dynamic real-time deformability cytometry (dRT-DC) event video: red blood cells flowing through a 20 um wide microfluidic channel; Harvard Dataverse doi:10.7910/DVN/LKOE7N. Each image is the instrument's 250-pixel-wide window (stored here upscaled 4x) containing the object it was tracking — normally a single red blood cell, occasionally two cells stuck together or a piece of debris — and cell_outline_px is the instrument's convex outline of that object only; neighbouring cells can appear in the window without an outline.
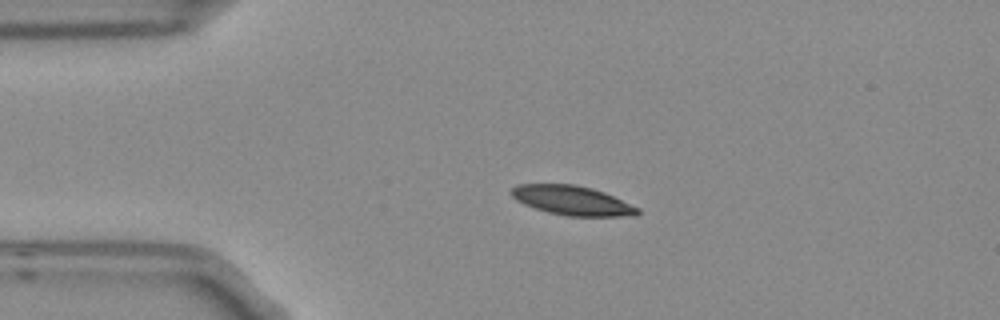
{"species": "Egyptian fruit bat (a non-hibernating species)", "species_latin": "Rousettus aegyptiacus", "temperature_condition": "room temperature", "stored_images_in_passage": 2, "camera_frame_rate_fps": 3000, "um_per_image_px": 0.085, "frame": {"image": 1, "passage_image": 1, "time_ms": 0.0, "image_size_px": [1000, 320], "cell_outline_px": [[640, 212], [632, 216], [568, 216], [548, 212], [524, 204], [516, 200], [512, 196], [512, 188], [516, 184], [576, 184], [592, 188], [604, 192], [640, 208]], "centroid_in_image_um": [48.65, 17.03], "position_along_channel_um": 36.4, "area_um2": 21.5}}